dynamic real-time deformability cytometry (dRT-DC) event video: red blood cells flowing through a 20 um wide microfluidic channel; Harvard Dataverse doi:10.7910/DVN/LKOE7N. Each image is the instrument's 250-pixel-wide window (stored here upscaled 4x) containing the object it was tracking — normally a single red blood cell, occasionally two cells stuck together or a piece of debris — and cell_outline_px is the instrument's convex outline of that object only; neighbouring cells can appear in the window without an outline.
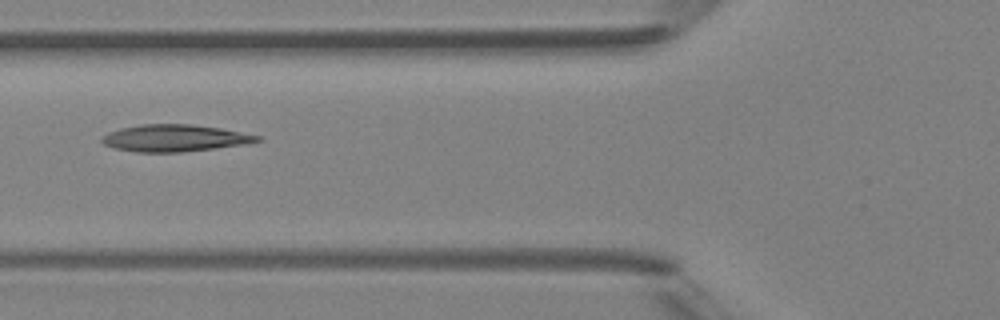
{"species": "Egyptian fruit bat (a non-hibernating species)", "species_latin": "Rousettus aegyptiacus", "temperature_condition": "room temperature", "stored_images_in_passage": 7, "camera_frame_rate_fps": 3000, "um_per_image_px": 0.085, "animal": {"sex": "female"}, "frame": {"image": 1, "passage_image": 7, "time_ms": 6.667, "image_size_px": [1000, 320], "cell_outline_px": [[260, 140], [248, 144], [184, 152], [136, 152], [116, 148], [104, 144], [100, 140], [100, 136], [108, 132], [120, 128], [140, 124], [192, 124], [220, 128], [260, 136]], "centroid_in_image_um": [14.81, 11.73], "position_along_channel_um": 111.0, "area_um2": 24.45}}